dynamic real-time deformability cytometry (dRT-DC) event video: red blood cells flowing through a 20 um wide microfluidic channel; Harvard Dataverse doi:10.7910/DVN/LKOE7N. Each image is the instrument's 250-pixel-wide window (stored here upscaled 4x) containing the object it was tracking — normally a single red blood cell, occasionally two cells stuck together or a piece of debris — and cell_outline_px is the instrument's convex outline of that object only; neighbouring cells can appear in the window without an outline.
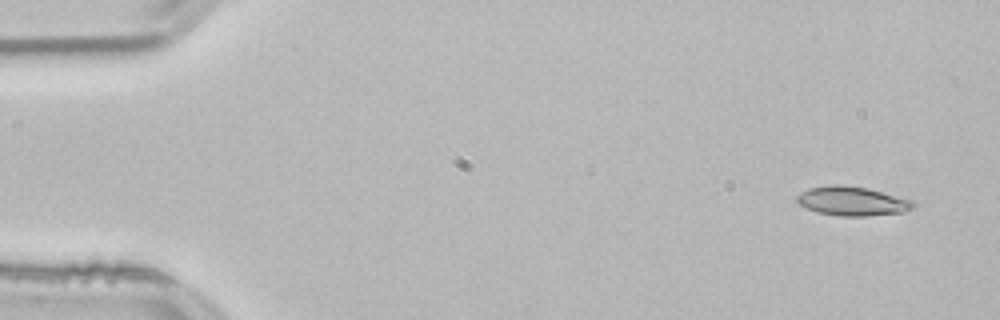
{"species": "common noctule bat (a hibernating species)", "species_latin": "Nyctalus noctula", "temperature_condition": "room temperature", "stored_images_in_passage": 51, "camera_frame_rate_fps": 3000, "um_per_image_px": 0.085, "animal": {"sex": "male", "body_mass_g": 21.5, "forearm_length_mm": 52.0}, "frame": {"image": 1, "passage_image": 1, "time_ms": 0.0, "image_size_px": [1000, 320], "cell_outline_px": [[912, 208], [904, 212], [868, 216], [840, 216], [816, 212], [800, 204], [796, 200], [796, 196], [800, 192], [808, 188], [832, 184], [844, 184], [868, 188], [912, 200]], "centroid_in_image_um": [72.39, 17.08], "position_along_channel_um": 12.6, "area_um2": 19.77}}
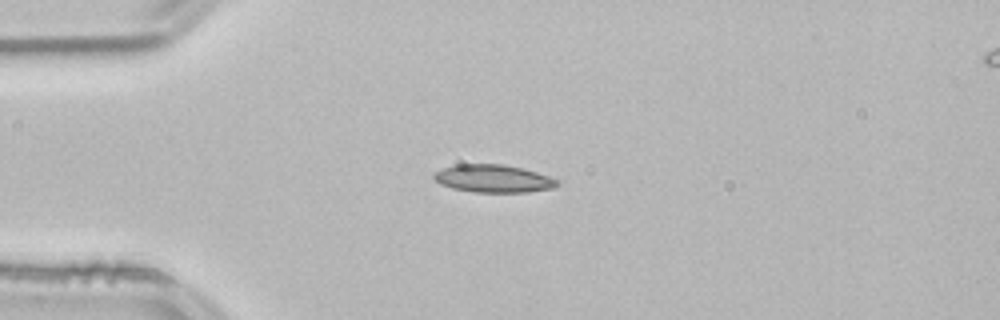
{"frame": {"image": 2, "passage_image": 11, "time_ms": 3.333, "image_size_px": [1000, 320], "cell_outline_px": [[560, 184], [552, 188], [528, 192], [472, 192], [452, 188], [440, 184], [432, 176], [436, 172], [444, 168], [456, 164], [504, 164], [536, 172], [560, 180]], "centroid_in_image_um": [41.94, 15.18], "position_along_channel_um": 43.1, "area_um2": 19.88}}
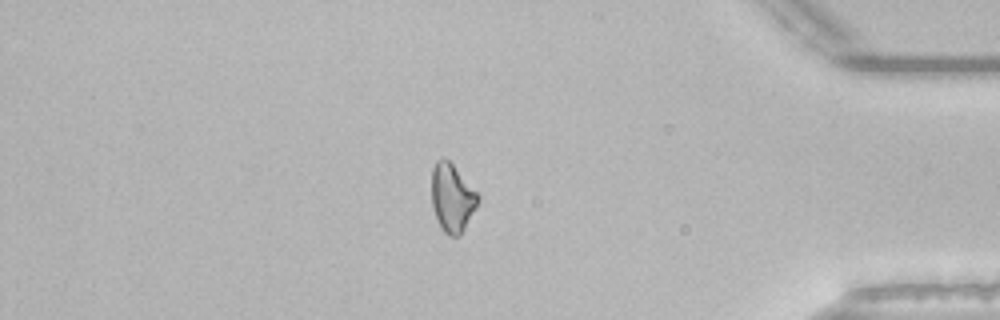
{"frame": {"image": 3, "passage_image": 43, "time_ms": 14.0, "image_size_px": [1000, 320], "cell_outline_px": [[480, 200], [476, 208], [460, 236], [448, 236], [440, 228], [432, 208], [432, 168], [436, 160], [448, 160], [452, 164], [480, 196]], "centroid_in_image_um": [38.43, 16.86], "position_along_channel_um": 396.8, "area_um2": 18.32}, "authors_computed_cell_mechanics": {"area_um2": 18.9006, "velocity_mm_per_s": 3.8348, "shape_relaxation_time_tau1_ms": null, "shape_relaxation_time_tau2_ms": 5.7737, "deformation_change_tau1": null, "deformation_change_tau2": 0.1404}}